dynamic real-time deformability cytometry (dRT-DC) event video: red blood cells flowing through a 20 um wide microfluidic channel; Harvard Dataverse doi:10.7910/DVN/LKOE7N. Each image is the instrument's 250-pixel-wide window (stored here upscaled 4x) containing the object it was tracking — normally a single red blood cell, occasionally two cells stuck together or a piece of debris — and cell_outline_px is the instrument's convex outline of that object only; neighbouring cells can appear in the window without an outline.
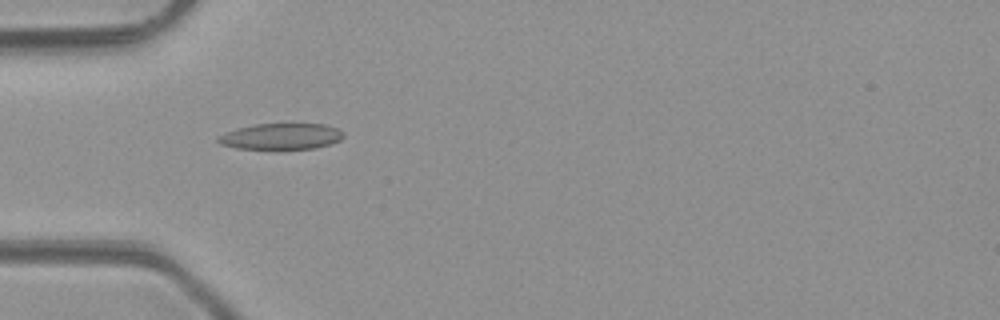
{"species": "common noctule bat (a hibernating species)", "species_latin": "Nyctalus noctula", "temperature_condition": "room temperature", "stored_images_in_passage": 5, "camera_frame_rate_fps": 3000, "um_per_image_px": 0.085, "animal": {"sex": "male", "body_mass_g": 23.1, "forearm_length_mm": 52.7}, "frame": {"image": 1, "passage_image": 3, "time_ms": 2.333, "image_size_px": [1000, 320], "cell_outline_px": [[344, 136], [340, 140], [328, 144], [312, 148], [236, 148], [220, 144], [216, 140], [216, 136], [236, 128], [256, 124], [324, 124], [336, 128], [344, 132]], "centroid_in_image_um": [23.86, 11.58], "position_along_channel_um": 61.1, "area_um2": 18.79}}
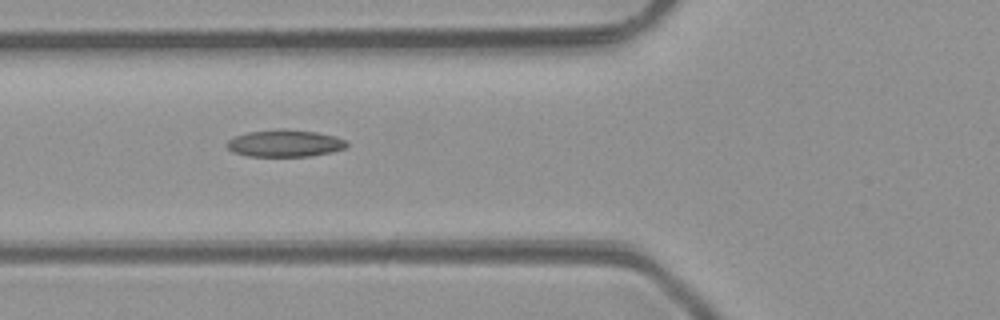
{"frame": {"image": 2, "passage_image": 4, "time_ms": 3.333, "image_size_px": [1000, 320], "cell_outline_px": [[348, 144], [344, 148], [332, 152], [312, 156], [248, 156], [232, 152], [224, 144], [228, 140], [236, 136], [248, 132], [276, 128], [284, 128], [316, 132], [336, 136], [344, 140]], "centroid_in_image_um": [24.19, 12.17], "position_along_channel_um": 101.6, "area_um2": 19.07}}
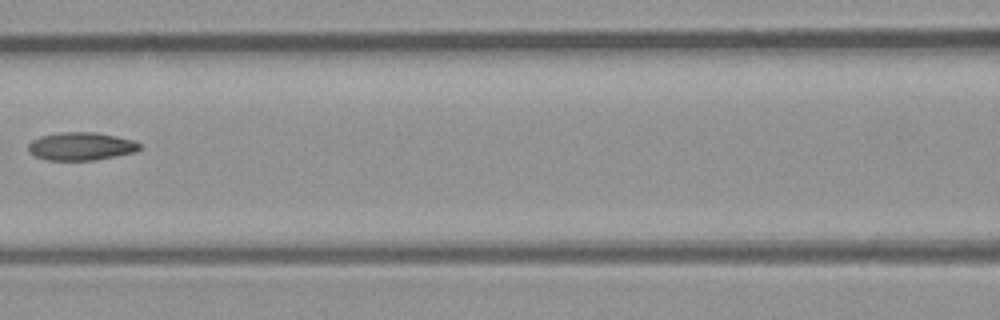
{"frame": {"image": 3, "passage_image": 5, "time_ms": 4.667, "image_size_px": [1000, 320], "cell_outline_px": [[140, 148], [136, 152], [96, 160], [48, 160], [36, 156], [28, 152], [28, 144], [32, 140], [40, 136], [60, 132], [96, 132], [116, 136], [132, 140], [140, 144]], "centroid_in_image_um": [6.87, 12.43], "position_along_channel_um": 159.7, "area_um2": 18.21}}